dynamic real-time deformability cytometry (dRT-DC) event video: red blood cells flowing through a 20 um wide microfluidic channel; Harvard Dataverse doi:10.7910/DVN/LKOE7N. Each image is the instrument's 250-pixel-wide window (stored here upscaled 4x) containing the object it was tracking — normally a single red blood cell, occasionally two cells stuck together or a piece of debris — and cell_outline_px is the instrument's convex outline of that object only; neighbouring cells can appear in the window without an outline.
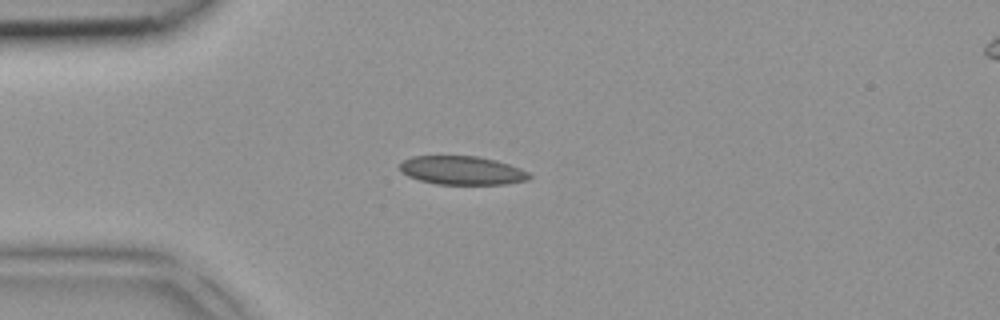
{"species": "common noctule bat (a hibernating species)", "species_latin": "Nyctalus noctula", "temperature_condition": "room temperature", "stored_images_in_passage": 1, "camera_frame_rate_fps": 3000, "um_per_image_px": 0.085, "animal": {"sex": "female", "body_mass_g": 18.4}, "frame": {"image": 1, "passage_image": 1, "time_ms": 0.0, "image_size_px": [1000, 320], "cell_outline_px": [[532, 176], [524, 180], [504, 184], [436, 184], [420, 180], [408, 176], [400, 172], [400, 164], [404, 160], [412, 156], [476, 156], [496, 160], [520, 168], [528, 172]], "centroid_in_image_um": [39.24, 14.48], "position_along_channel_um": 45.8, "area_um2": 21.44}}